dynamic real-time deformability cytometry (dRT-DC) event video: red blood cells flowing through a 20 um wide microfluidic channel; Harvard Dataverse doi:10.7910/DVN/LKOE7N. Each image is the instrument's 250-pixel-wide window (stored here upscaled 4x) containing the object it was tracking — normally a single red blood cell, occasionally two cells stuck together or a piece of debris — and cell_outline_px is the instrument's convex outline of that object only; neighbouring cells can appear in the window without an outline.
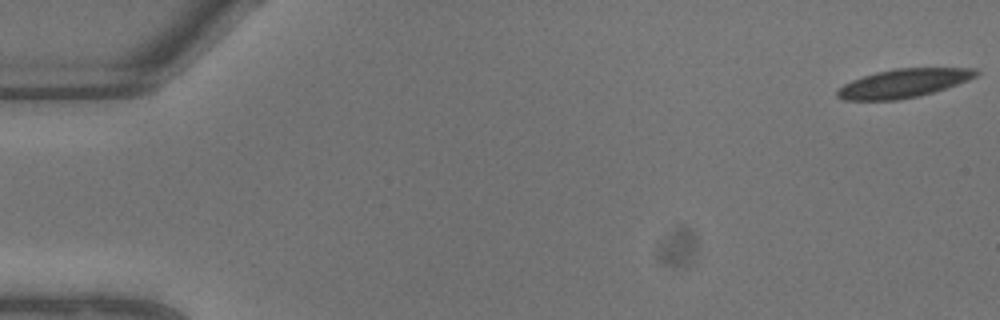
{"species": "common noctule bat (a hibernating species)", "species_latin": "Nyctalus noctula", "temperature_condition": "warm", "stored_images_in_passage": 10, "camera_frame_rate_fps": 3000, "um_per_image_px": 0.085, "animal": {"sex": "male", "body_mass_g": 13.3}, "frame": {"image": 1, "passage_image": 1, "time_ms": 0.0, "image_size_px": [1000, 320], "cell_outline_px": [[980, 72], [976, 76], [968, 80], [920, 96], [896, 100], [844, 100], [836, 96], [836, 92], [844, 84], [852, 80], [876, 72], [896, 68], [976, 68]], "centroid_in_image_um": [76.79, 7.07], "position_along_channel_um": 8.2, "area_um2": 22.95}}
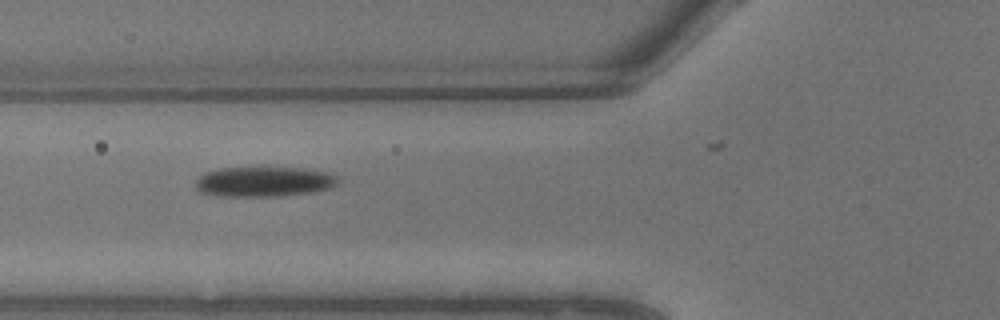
{"frame": {"image": 2, "passage_image": 9, "time_ms": 2.667, "image_size_px": [1000, 320], "cell_outline_px": [[340, 180], [332, 188], [312, 192], [284, 196], [216, 196], [200, 192], [196, 188], [196, 180], [204, 172], [220, 168], [304, 168], [328, 172], [336, 176]], "centroid_in_image_um": [22.45, 15.45], "position_along_channel_um": 103.4, "area_um2": 25.09}}
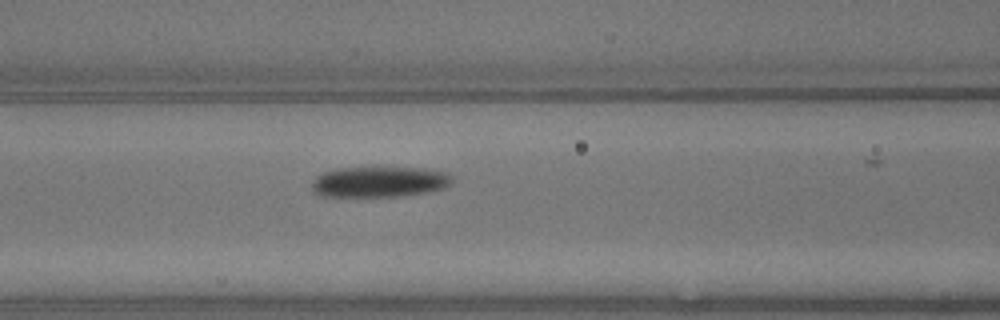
{"frame": {"image": 3, "passage_image": 10, "time_ms": 3.0, "image_size_px": [1000, 320], "cell_outline_px": [[452, 180], [444, 188], [428, 192], [404, 196], [316, 196], [312, 192], [312, 180], [316, 176], [324, 172], [336, 168], [424, 168], [448, 172], [452, 176]], "centroid_in_image_um": [32.22, 15.46], "position_along_channel_um": 134.4, "area_um2": 25.2}}